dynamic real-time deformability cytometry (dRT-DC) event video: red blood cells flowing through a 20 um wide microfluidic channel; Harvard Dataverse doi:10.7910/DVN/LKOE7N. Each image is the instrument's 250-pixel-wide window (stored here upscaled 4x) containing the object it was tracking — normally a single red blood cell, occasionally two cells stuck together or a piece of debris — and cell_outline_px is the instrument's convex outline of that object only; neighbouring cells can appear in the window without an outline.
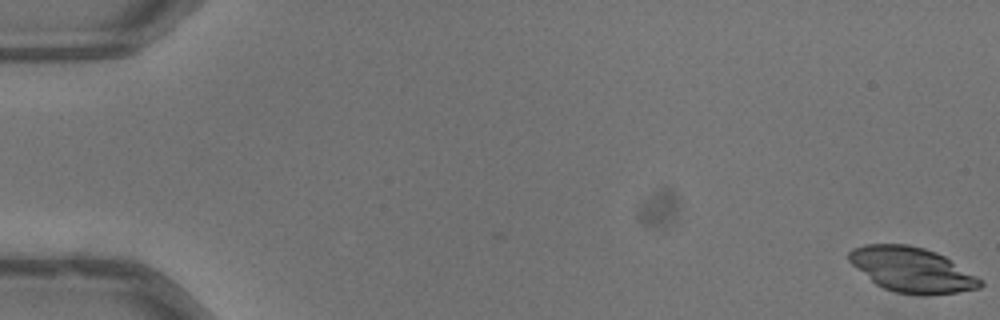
{"species": "common noctule bat (a hibernating species)", "species_latin": "Nyctalus noctula", "temperature_condition": "warm", "stored_images_in_passage": 53, "camera_frame_rate_fps": 3000, "um_per_image_px": 0.085, "animal": {"sex": "male", "body_mass_g": 13.3}, "frame": {"image": 1, "passage_image": 1, "time_ms": 0.0, "image_size_px": [1000, 320], "cell_outline_px": [[984, 284], [980, 288], [956, 292], [896, 292], [884, 288], [876, 284], [852, 264], [848, 260], [848, 252], [852, 248], [864, 244], [908, 244], [924, 248], [936, 252], [944, 256], [976, 276]], "centroid_in_image_um": [77.46, 22.87], "position_along_channel_um": 7.5, "area_um2": 33.29}}